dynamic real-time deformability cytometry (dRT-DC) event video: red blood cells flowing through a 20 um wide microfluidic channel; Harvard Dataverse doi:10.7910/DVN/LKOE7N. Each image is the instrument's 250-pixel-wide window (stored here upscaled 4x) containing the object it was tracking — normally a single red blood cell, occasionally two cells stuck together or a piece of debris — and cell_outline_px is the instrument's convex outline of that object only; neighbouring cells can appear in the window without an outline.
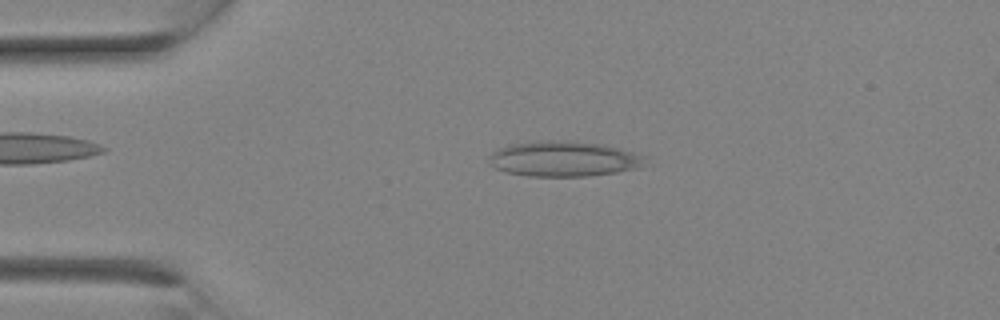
{"species": "Egyptian fruit bat (a non-hibernating species)", "species_latin": "Rousettus aegyptiacus", "temperature_condition": "room temperature", "stored_images_in_passage": 7, "camera_frame_rate_fps": 3000, "um_per_image_px": 0.085, "animal": {"sex": "female"}, "frame": {"image": 1, "passage_image": 5, "time_ms": 1.333, "image_size_px": [1000, 320], "cell_outline_px": [[648, 156], [636, 168], [616, 172], [588, 176], [528, 176], [504, 172], [496, 168], [488, 160], [488, 156], [496, 148], [512, 144], [548, 140], [564, 140], [604, 144]], "centroid_in_image_um": [47.88, 13.5], "position_along_channel_um": 37.1, "area_um2": 32.08}}